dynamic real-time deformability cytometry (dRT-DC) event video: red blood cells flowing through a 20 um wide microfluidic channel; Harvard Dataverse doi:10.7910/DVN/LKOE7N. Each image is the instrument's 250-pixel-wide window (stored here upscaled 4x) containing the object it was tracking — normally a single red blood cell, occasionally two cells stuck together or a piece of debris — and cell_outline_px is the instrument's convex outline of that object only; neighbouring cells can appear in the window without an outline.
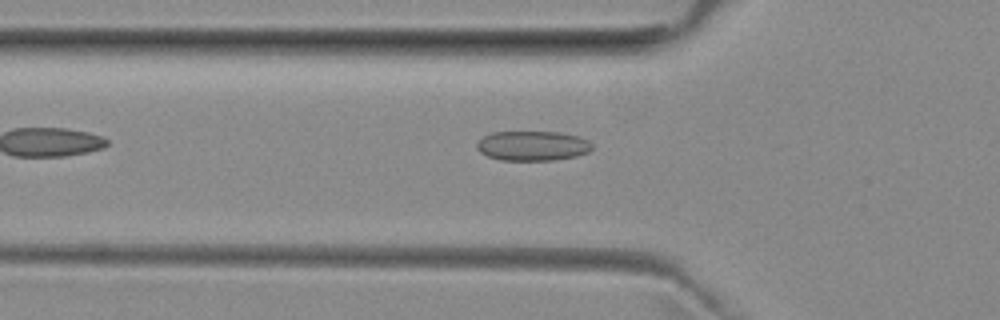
{"species": "common noctule bat (a hibernating species)", "species_latin": "Nyctalus noctula", "temperature_condition": "room temperature", "stored_images_in_passage": 30, "camera_frame_rate_fps": 3000, "um_per_image_px": 0.085, "animal": {"sex": "female", "body_mass_g": 29.2, "forearm_length_mm": 56.3}, "frame": {"image": 1, "passage_image": 2, "time_ms": 0.333, "image_size_px": [1000, 320], "cell_outline_px": [[592, 148], [588, 152], [576, 156], [556, 160], [500, 160], [488, 156], [480, 152], [476, 148], [476, 144], [484, 136], [492, 132], [560, 132], [580, 136], [588, 140], [592, 144]], "centroid_in_image_um": [45.28, 12.39], "position_along_channel_um": 80.5, "area_um2": 20.06}}
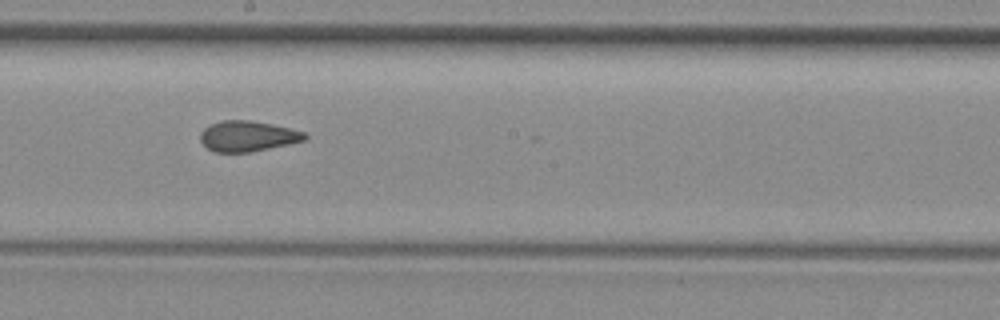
{"frame": {"image": 2, "passage_image": 13, "time_ms": 4.0, "image_size_px": [1000, 320], "cell_outline_px": [[308, 136], [304, 140], [288, 144], [248, 152], [212, 152], [200, 140], [200, 132], [204, 128], [212, 124], [224, 120], [248, 120], [272, 124], [304, 132]], "centroid_in_image_um": [21.02, 11.57], "position_along_channel_um": 227.2, "area_um2": 18.32}}
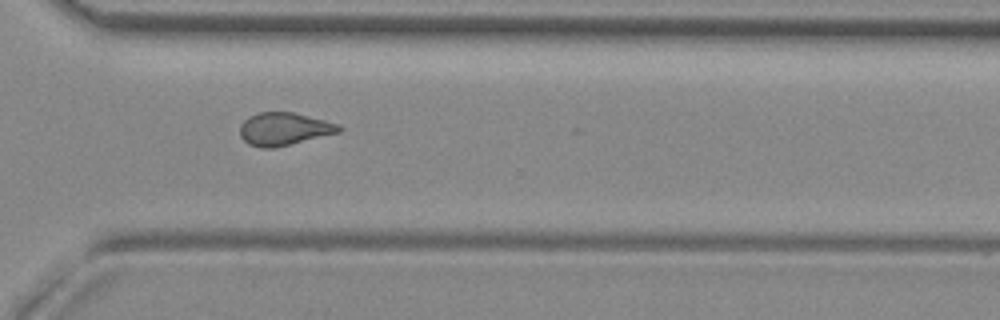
{"frame": {"image": 3, "passage_image": 22, "time_ms": 7.0, "image_size_px": [1000, 320], "cell_outline_px": [[344, 128], [340, 132], [276, 148], [260, 148], [248, 144], [240, 136], [240, 124], [248, 116], [260, 112], [292, 112], [340, 124]], "centroid_in_image_um": [24.14, 10.97], "position_along_channel_um": 346.5, "area_um2": 19.07}, "authors_computed_cell_mechanics": {"area_um2": 18.9295, "velocity_mm_per_s": 3.987, "shape_relaxation_time_tau1_ms": null, "shape_relaxation_time_tau2_ms": 1.4186, "deformation_change_tau1": null, "deformation_change_tau2": 0.0817}}